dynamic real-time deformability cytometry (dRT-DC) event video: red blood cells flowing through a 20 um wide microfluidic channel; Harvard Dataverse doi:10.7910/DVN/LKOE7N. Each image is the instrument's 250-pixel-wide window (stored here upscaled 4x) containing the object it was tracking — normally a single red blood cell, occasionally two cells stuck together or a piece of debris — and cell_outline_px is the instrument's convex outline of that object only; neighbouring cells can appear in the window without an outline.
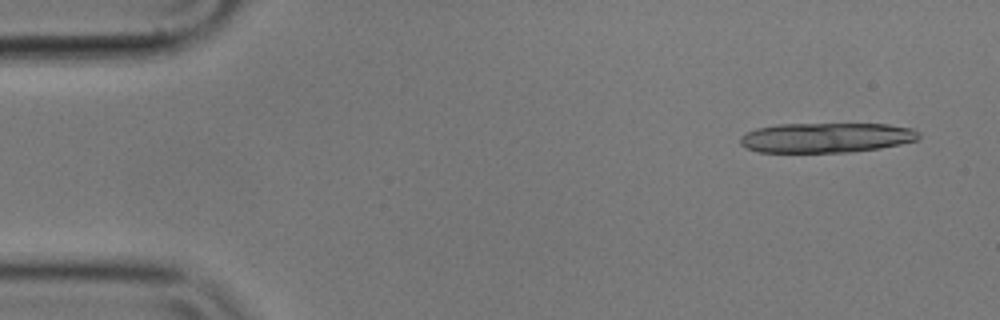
{"species": "common noctule bat (a hibernating species)", "species_latin": "Nyctalus noctula", "temperature_condition": "cold", "stored_images_in_passage": 5, "camera_frame_rate_fps": 3000, "um_per_image_px": 0.085, "animal": {"sex": "male", "body_mass_g": 17.9}, "frame": {"image": 1, "passage_image": 1, "time_ms": 0.0, "image_size_px": [1000, 320], "cell_outline_px": [[920, 136], [916, 140], [900, 144], [880, 148], [852, 152], [756, 152], [740, 144], [740, 136], [756, 128], [780, 124], [888, 124], [912, 128], [920, 132]], "centroid_in_image_um": [70.24, 11.7], "position_along_channel_um": 14.8, "area_um2": 31.15}}
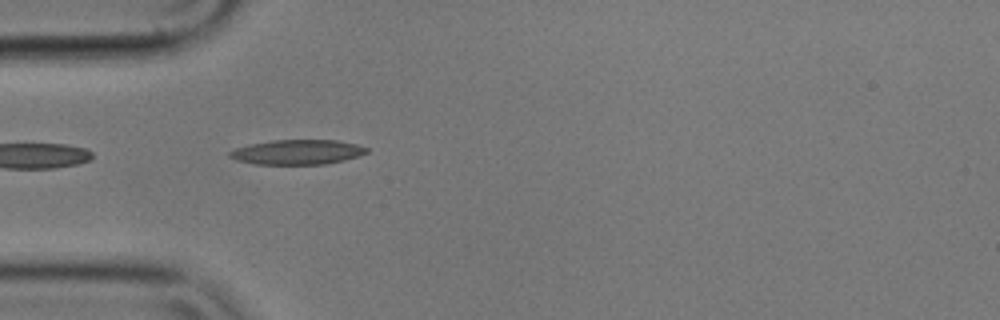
{"frame": {"image": 2, "passage_image": 4, "time_ms": 1.0, "image_size_px": [1000, 320], "cell_outline_px": [[368, 152], [344, 160], [324, 164], [252, 164], [236, 160], [228, 156], [228, 152], [236, 148], [248, 144], [272, 140], [336, 140], [356, 144], [368, 148]], "centroid_in_image_um": [25.22, 12.92], "position_along_channel_um": 59.8, "area_um2": 19.77}}